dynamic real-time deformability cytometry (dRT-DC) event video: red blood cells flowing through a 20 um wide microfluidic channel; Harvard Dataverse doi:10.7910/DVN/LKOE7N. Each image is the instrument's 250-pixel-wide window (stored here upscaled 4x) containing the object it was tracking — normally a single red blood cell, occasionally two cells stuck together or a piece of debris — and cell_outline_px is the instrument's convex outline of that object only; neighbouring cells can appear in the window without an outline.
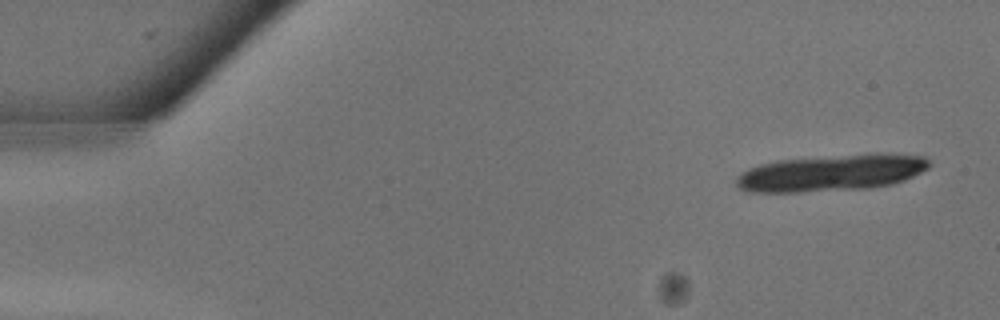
{"species": "common noctule bat (a hibernating species)", "species_latin": "Nyctalus noctula", "temperature_condition": "warm", "stored_images_in_passage": 11, "camera_frame_rate_fps": 3000, "um_per_image_px": 0.085, "animal": {"sex": "male", "body_mass_g": 13.3}, "frame": {"image": 1, "passage_image": 2, "time_ms": 0.333, "image_size_px": [1000, 320], "cell_outline_px": [[932, 164], [928, 168], [904, 180], [892, 184], [868, 188], [800, 192], [744, 192], [736, 184], [736, 176], [740, 172], [748, 168], [760, 164], [780, 160], [848, 156], [924, 156]], "centroid_in_image_um": [70.53, 14.75], "position_along_channel_um": 14.5, "area_um2": 39.71}}